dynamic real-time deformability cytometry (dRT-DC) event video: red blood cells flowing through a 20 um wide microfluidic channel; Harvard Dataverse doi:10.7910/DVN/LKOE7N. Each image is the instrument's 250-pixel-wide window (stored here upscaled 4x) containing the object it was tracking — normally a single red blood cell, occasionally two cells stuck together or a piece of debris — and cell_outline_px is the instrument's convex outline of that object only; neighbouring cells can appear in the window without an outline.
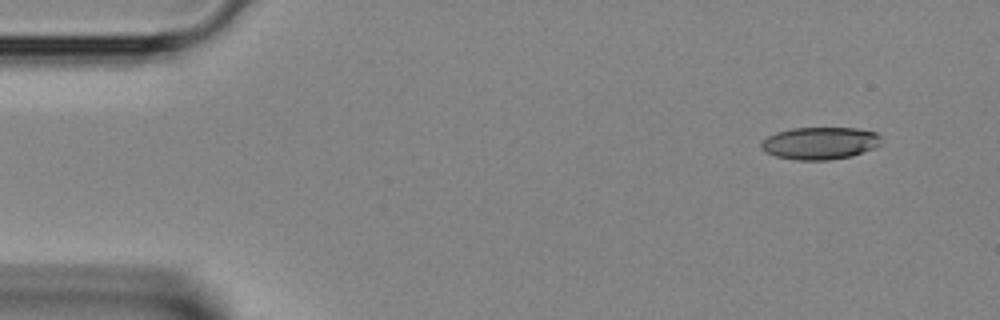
{"species": "Egyptian fruit bat (a non-hibernating species)", "species_latin": "Rousettus aegyptiacus", "temperature_condition": "room temperature", "stored_images_in_passage": 2, "camera_frame_rate_fps": 3000, "um_per_image_px": 0.085, "animal": {"sex": "female"}, "frame": {"image": 1, "passage_image": 1, "time_ms": 0.0, "image_size_px": [1000, 320], "cell_outline_px": [[880, 144], [872, 148], [852, 156], [828, 160], [796, 160], [776, 156], [760, 148], [760, 144], [768, 136], [776, 132], [792, 128], [856, 128], [876, 132], [880, 136]], "centroid_in_image_um": [69.69, 12.17], "position_along_channel_um": 15.3, "area_um2": 22.48}}